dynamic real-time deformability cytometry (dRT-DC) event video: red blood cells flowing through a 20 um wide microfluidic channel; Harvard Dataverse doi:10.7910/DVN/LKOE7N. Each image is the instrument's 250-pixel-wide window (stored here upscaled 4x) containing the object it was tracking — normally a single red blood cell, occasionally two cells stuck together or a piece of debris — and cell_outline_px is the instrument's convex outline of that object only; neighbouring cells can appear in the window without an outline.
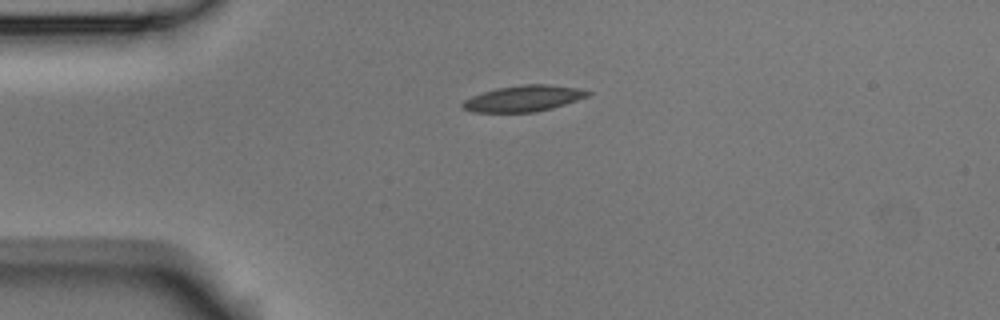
{"species": "Egyptian fruit bat (a non-hibernating species)", "species_latin": "Rousettus aegyptiacus", "temperature_condition": "room temperature", "stored_images_in_passage": 2, "camera_frame_rate_fps": 3000, "um_per_image_px": 0.085, "animal": {"sex": "male"}, "frame": {"image": 1, "passage_image": 1, "time_ms": 0.0, "image_size_px": [1000, 320], "cell_outline_px": [[592, 92], [588, 96], [552, 108], [536, 112], [472, 112], [460, 108], [460, 104], [464, 100], [472, 96], [496, 88], [524, 84], [548, 84], [576, 88]], "centroid_in_image_um": [44.45, 8.37], "position_along_channel_um": 40.6, "area_um2": 18.96}}